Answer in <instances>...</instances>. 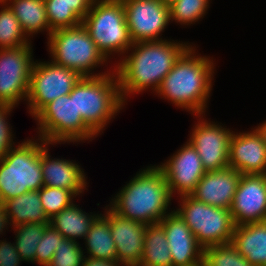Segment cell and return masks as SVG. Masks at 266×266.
Listing matches in <instances>:
<instances>
[{
  "instance_id": "cell-1",
  "label": "cell",
  "mask_w": 266,
  "mask_h": 266,
  "mask_svg": "<svg viewBox=\"0 0 266 266\" xmlns=\"http://www.w3.org/2000/svg\"><path fill=\"white\" fill-rule=\"evenodd\" d=\"M171 40L133 43L119 59L120 62L115 63L114 70L124 103L127 104L130 95L139 94L148 88L155 93L176 60L191 45L188 42Z\"/></svg>"
},
{
  "instance_id": "cell-2",
  "label": "cell",
  "mask_w": 266,
  "mask_h": 266,
  "mask_svg": "<svg viewBox=\"0 0 266 266\" xmlns=\"http://www.w3.org/2000/svg\"><path fill=\"white\" fill-rule=\"evenodd\" d=\"M196 50V46L190 45L181 54L155 92L194 116L205 115L216 66L210 56L198 55Z\"/></svg>"
},
{
  "instance_id": "cell-3",
  "label": "cell",
  "mask_w": 266,
  "mask_h": 266,
  "mask_svg": "<svg viewBox=\"0 0 266 266\" xmlns=\"http://www.w3.org/2000/svg\"><path fill=\"white\" fill-rule=\"evenodd\" d=\"M172 198L163 170L158 165H150L138 171L112 197L109 206L129 220L152 225L170 213Z\"/></svg>"
},
{
  "instance_id": "cell-4",
  "label": "cell",
  "mask_w": 266,
  "mask_h": 266,
  "mask_svg": "<svg viewBox=\"0 0 266 266\" xmlns=\"http://www.w3.org/2000/svg\"><path fill=\"white\" fill-rule=\"evenodd\" d=\"M18 144L0 159V201L3 203L44 186L41 152L50 144L39 137L36 141L31 138Z\"/></svg>"
},
{
  "instance_id": "cell-5",
  "label": "cell",
  "mask_w": 266,
  "mask_h": 266,
  "mask_svg": "<svg viewBox=\"0 0 266 266\" xmlns=\"http://www.w3.org/2000/svg\"><path fill=\"white\" fill-rule=\"evenodd\" d=\"M115 70L102 76L82 77L75 85V106L83 121L97 134L124 108Z\"/></svg>"
},
{
  "instance_id": "cell-6",
  "label": "cell",
  "mask_w": 266,
  "mask_h": 266,
  "mask_svg": "<svg viewBox=\"0 0 266 266\" xmlns=\"http://www.w3.org/2000/svg\"><path fill=\"white\" fill-rule=\"evenodd\" d=\"M51 60L58 65L77 71L82 77H96L110 73H94V69L107 66L108 59L98 49L86 28L81 24L72 28L52 31L47 37Z\"/></svg>"
},
{
  "instance_id": "cell-7",
  "label": "cell",
  "mask_w": 266,
  "mask_h": 266,
  "mask_svg": "<svg viewBox=\"0 0 266 266\" xmlns=\"http://www.w3.org/2000/svg\"><path fill=\"white\" fill-rule=\"evenodd\" d=\"M82 25L108 60L115 54L121 59L133 45L121 1L94 0Z\"/></svg>"
},
{
  "instance_id": "cell-8",
  "label": "cell",
  "mask_w": 266,
  "mask_h": 266,
  "mask_svg": "<svg viewBox=\"0 0 266 266\" xmlns=\"http://www.w3.org/2000/svg\"><path fill=\"white\" fill-rule=\"evenodd\" d=\"M37 137L51 145L92 141L97 134L83 121L75 106V87L47 104L35 117Z\"/></svg>"
},
{
  "instance_id": "cell-9",
  "label": "cell",
  "mask_w": 266,
  "mask_h": 266,
  "mask_svg": "<svg viewBox=\"0 0 266 266\" xmlns=\"http://www.w3.org/2000/svg\"><path fill=\"white\" fill-rule=\"evenodd\" d=\"M179 200L175 211L203 248L231 243L235 223L230 210L208 205L191 195L181 196Z\"/></svg>"
},
{
  "instance_id": "cell-10",
  "label": "cell",
  "mask_w": 266,
  "mask_h": 266,
  "mask_svg": "<svg viewBox=\"0 0 266 266\" xmlns=\"http://www.w3.org/2000/svg\"><path fill=\"white\" fill-rule=\"evenodd\" d=\"M82 76L72 69L50 61H35L30 77L26 104L35 117L47 104L68 95Z\"/></svg>"
},
{
  "instance_id": "cell-11",
  "label": "cell",
  "mask_w": 266,
  "mask_h": 266,
  "mask_svg": "<svg viewBox=\"0 0 266 266\" xmlns=\"http://www.w3.org/2000/svg\"><path fill=\"white\" fill-rule=\"evenodd\" d=\"M33 58L32 45L0 49V104L17 107L27 100Z\"/></svg>"
},
{
  "instance_id": "cell-12",
  "label": "cell",
  "mask_w": 266,
  "mask_h": 266,
  "mask_svg": "<svg viewBox=\"0 0 266 266\" xmlns=\"http://www.w3.org/2000/svg\"><path fill=\"white\" fill-rule=\"evenodd\" d=\"M203 116L196 115L199 121L194 124L187 141L196 149L205 171L229 167V142L233 131Z\"/></svg>"
},
{
  "instance_id": "cell-13",
  "label": "cell",
  "mask_w": 266,
  "mask_h": 266,
  "mask_svg": "<svg viewBox=\"0 0 266 266\" xmlns=\"http://www.w3.org/2000/svg\"><path fill=\"white\" fill-rule=\"evenodd\" d=\"M123 7L133 43L166 40L161 35L171 23L169 6L160 0H127Z\"/></svg>"
},
{
  "instance_id": "cell-14",
  "label": "cell",
  "mask_w": 266,
  "mask_h": 266,
  "mask_svg": "<svg viewBox=\"0 0 266 266\" xmlns=\"http://www.w3.org/2000/svg\"><path fill=\"white\" fill-rule=\"evenodd\" d=\"M168 159L158 166L165 174L171 195H191L206 173L196 149L187 141Z\"/></svg>"
},
{
  "instance_id": "cell-15",
  "label": "cell",
  "mask_w": 266,
  "mask_h": 266,
  "mask_svg": "<svg viewBox=\"0 0 266 266\" xmlns=\"http://www.w3.org/2000/svg\"><path fill=\"white\" fill-rule=\"evenodd\" d=\"M229 210L235 225L266 221V174H242Z\"/></svg>"
},
{
  "instance_id": "cell-16",
  "label": "cell",
  "mask_w": 266,
  "mask_h": 266,
  "mask_svg": "<svg viewBox=\"0 0 266 266\" xmlns=\"http://www.w3.org/2000/svg\"><path fill=\"white\" fill-rule=\"evenodd\" d=\"M103 215L110 221L117 262L122 266H138L143 255L146 224L129 220L116 213L109 205Z\"/></svg>"
},
{
  "instance_id": "cell-17",
  "label": "cell",
  "mask_w": 266,
  "mask_h": 266,
  "mask_svg": "<svg viewBox=\"0 0 266 266\" xmlns=\"http://www.w3.org/2000/svg\"><path fill=\"white\" fill-rule=\"evenodd\" d=\"M159 224L163 227L172 257V266H202L203 247L175 209Z\"/></svg>"
},
{
  "instance_id": "cell-18",
  "label": "cell",
  "mask_w": 266,
  "mask_h": 266,
  "mask_svg": "<svg viewBox=\"0 0 266 266\" xmlns=\"http://www.w3.org/2000/svg\"><path fill=\"white\" fill-rule=\"evenodd\" d=\"M229 167L241 174H266V145L254 127L233 132L229 142Z\"/></svg>"
},
{
  "instance_id": "cell-19",
  "label": "cell",
  "mask_w": 266,
  "mask_h": 266,
  "mask_svg": "<svg viewBox=\"0 0 266 266\" xmlns=\"http://www.w3.org/2000/svg\"><path fill=\"white\" fill-rule=\"evenodd\" d=\"M241 176L232 167L206 171L191 196L208 205L229 210Z\"/></svg>"
},
{
  "instance_id": "cell-20",
  "label": "cell",
  "mask_w": 266,
  "mask_h": 266,
  "mask_svg": "<svg viewBox=\"0 0 266 266\" xmlns=\"http://www.w3.org/2000/svg\"><path fill=\"white\" fill-rule=\"evenodd\" d=\"M47 146L41 152L43 185L72 191L76 196L87 190L88 183L84 169L76 161L50 158Z\"/></svg>"
},
{
  "instance_id": "cell-21",
  "label": "cell",
  "mask_w": 266,
  "mask_h": 266,
  "mask_svg": "<svg viewBox=\"0 0 266 266\" xmlns=\"http://www.w3.org/2000/svg\"><path fill=\"white\" fill-rule=\"evenodd\" d=\"M231 244L253 266H266V221L235 225Z\"/></svg>"
},
{
  "instance_id": "cell-22",
  "label": "cell",
  "mask_w": 266,
  "mask_h": 266,
  "mask_svg": "<svg viewBox=\"0 0 266 266\" xmlns=\"http://www.w3.org/2000/svg\"><path fill=\"white\" fill-rule=\"evenodd\" d=\"M10 226L14 227L24 223L50 224V219L45 214L39 190L27 191L4 202Z\"/></svg>"
},
{
  "instance_id": "cell-23",
  "label": "cell",
  "mask_w": 266,
  "mask_h": 266,
  "mask_svg": "<svg viewBox=\"0 0 266 266\" xmlns=\"http://www.w3.org/2000/svg\"><path fill=\"white\" fill-rule=\"evenodd\" d=\"M11 11L16 15L19 23L31 40L33 35L47 32L49 37L52 33L47 18L44 0H3Z\"/></svg>"
},
{
  "instance_id": "cell-24",
  "label": "cell",
  "mask_w": 266,
  "mask_h": 266,
  "mask_svg": "<svg viewBox=\"0 0 266 266\" xmlns=\"http://www.w3.org/2000/svg\"><path fill=\"white\" fill-rule=\"evenodd\" d=\"M99 215L92 212L86 213L73 202L50 218V225L60 232L65 239L78 242V239H85L92 223Z\"/></svg>"
},
{
  "instance_id": "cell-25",
  "label": "cell",
  "mask_w": 266,
  "mask_h": 266,
  "mask_svg": "<svg viewBox=\"0 0 266 266\" xmlns=\"http://www.w3.org/2000/svg\"><path fill=\"white\" fill-rule=\"evenodd\" d=\"M84 243L87 257L117 261L114 239L111 236L110 221L100 213L86 234ZM89 254V255H88Z\"/></svg>"
},
{
  "instance_id": "cell-26",
  "label": "cell",
  "mask_w": 266,
  "mask_h": 266,
  "mask_svg": "<svg viewBox=\"0 0 266 266\" xmlns=\"http://www.w3.org/2000/svg\"><path fill=\"white\" fill-rule=\"evenodd\" d=\"M138 266H172V257L163 227L147 225L142 259Z\"/></svg>"
},
{
  "instance_id": "cell-27",
  "label": "cell",
  "mask_w": 266,
  "mask_h": 266,
  "mask_svg": "<svg viewBox=\"0 0 266 266\" xmlns=\"http://www.w3.org/2000/svg\"><path fill=\"white\" fill-rule=\"evenodd\" d=\"M0 49L31 45L16 15L4 1H0Z\"/></svg>"
},
{
  "instance_id": "cell-28",
  "label": "cell",
  "mask_w": 266,
  "mask_h": 266,
  "mask_svg": "<svg viewBox=\"0 0 266 266\" xmlns=\"http://www.w3.org/2000/svg\"><path fill=\"white\" fill-rule=\"evenodd\" d=\"M46 225L48 224L32 222L13 227L14 233L16 232L14 245L25 262L34 264L38 242L43 236Z\"/></svg>"
},
{
  "instance_id": "cell-29",
  "label": "cell",
  "mask_w": 266,
  "mask_h": 266,
  "mask_svg": "<svg viewBox=\"0 0 266 266\" xmlns=\"http://www.w3.org/2000/svg\"><path fill=\"white\" fill-rule=\"evenodd\" d=\"M202 266H253L231 244L210 245L203 248Z\"/></svg>"
},
{
  "instance_id": "cell-30",
  "label": "cell",
  "mask_w": 266,
  "mask_h": 266,
  "mask_svg": "<svg viewBox=\"0 0 266 266\" xmlns=\"http://www.w3.org/2000/svg\"><path fill=\"white\" fill-rule=\"evenodd\" d=\"M209 2L210 0H177L169 6L170 22L188 26L201 21L210 7Z\"/></svg>"
},
{
  "instance_id": "cell-31",
  "label": "cell",
  "mask_w": 266,
  "mask_h": 266,
  "mask_svg": "<svg viewBox=\"0 0 266 266\" xmlns=\"http://www.w3.org/2000/svg\"><path fill=\"white\" fill-rule=\"evenodd\" d=\"M44 3L51 31L82 24V19L63 0H44Z\"/></svg>"
},
{
  "instance_id": "cell-32",
  "label": "cell",
  "mask_w": 266,
  "mask_h": 266,
  "mask_svg": "<svg viewBox=\"0 0 266 266\" xmlns=\"http://www.w3.org/2000/svg\"><path fill=\"white\" fill-rule=\"evenodd\" d=\"M39 195L43 210L49 219L75 202L73 198H76L70 190L48 186L41 187Z\"/></svg>"
},
{
  "instance_id": "cell-33",
  "label": "cell",
  "mask_w": 266,
  "mask_h": 266,
  "mask_svg": "<svg viewBox=\"0 0 266 266\" xmlns=\"http://www.w3.org/2000/svg\"><path fill=\"white\" fill-rule=\"evenodd\" d=\"M79 242L63 239L48 266H83L86 255Z\"/></svg>"
},
{
  "instance_id": "cell-34",
  "label": "cell",
  "mask_w": 266,
  "mask_h": 266,
  "mask_svg": "<svg viewBox=\"0 0 266 266\" xmlns=\"http://www.w3.org/2000/svg\"><path fill=\"white\" fill-rule=\"evenodd\" d=\"M63 239L62 234L52 225H46L43 236L38 242L34 264L38 263L40 266H48L55 250L60 246V241Z\"/></svg>"
},
{
  "instance_id": "cell-35",
  "label": "cell",
  "mask_w": 266,
  "mask_h": 266,
  "mask_svg": "<svg viewBox=\"0 0 266 266\" xmlns=\"http://www.w3.org/2000/svg\"><path fill=\"white\" fill-rule=\"evenodd\" d=\"M14 108L7 104H0V159L16 145V142L13 141L15 137L12 132V126H10L9 119H7Z\"/></svg>"
},
{
  "instance_id": "cell-36",
  "label": "cell",
  "mask_w": 266,
  "mask_h": 266,
  "mask_svg": "<svg viewBox=\"0 0 266 266\" xmlns=\"http://www.w3.org/2000/svg\"><path fill=\"white\" fill-rule=\"evenodd\" d=\"M24 261L16 250L14 242L0 240V266H19Z\"/></svg>"
},
{
  "instance_id": "cell-37",
  "label": "cell",
  "mask_w": 266,
  "mask_h": 266,
  "mask_svg": "<svg viewBox=\"0 0 266 266\" xmlns=\"http://www.w3.org/2000/svg\"><path fill=\"white\" fill-rule=\"evenodd\" d=\"M82 20L94 0H63Z\"/></svg>"
},
{
  "instance_id": "cell-38",
  "label": "cell",
  "mask_w": 266,
  "mask_h": 266,
  "mask_svg": "<svg viewBox=\"0 0 266 266\" xmlns=\"http://www.w3.org/2000/svg\"><path fill=\"white\" fill-rule=\"evenodd\" d=\"M83 266H122L117 261H109L104 259H93L90 257H85L83 261Z\"/></svg>"
},
{
  "instance_id": "cell-39",
  "label": "cell",
  "mask_w": 266,
  "mask_h": 266,
  "mask_svg": "<svg viewBox=\"0 0 266 266\" xmlns=\"http://www.w3.org/2000/svg\"><path fill=\"white\" fill-rule=\"evenodd\" d=\"M7 225H9V221L7 218L5 204L2 201H0V235L3 233L5 229L7 230L8 227Z\"/></svg>"
},
{
  "instance_id": "cell-40",
  "label": "cell",
  "mask_w": 266,
  "mask_h": 266,
  "mask_svg": "<svg viewBox=\"0 0 266 266\" xmlns=\"http://www.w3.org/2000/svg\"><path fill=\"white\" fill-rule=\"evenodd\" d=\"M255 128L262 135L264 144L266 145V120H265V122L263 121L262 124H259L257 127L255 126Z\"/></svg>"
},
{
  "instance_id": "cell-41",
  "label": "cell",
  "mask_w": 266,
  "mask_h": 266,
  "mask_svg": "<svg viewBox=\"0 0 266 266\" xmlns=\"http://www.w3.org/2000/svg\"><path fill=\"white\" fill-rule=\"evenodd\" d=\"M163 4L170 6L171 4H173L174 2H176L177 0H160Z\"/></svg>"
}]
</instances>
